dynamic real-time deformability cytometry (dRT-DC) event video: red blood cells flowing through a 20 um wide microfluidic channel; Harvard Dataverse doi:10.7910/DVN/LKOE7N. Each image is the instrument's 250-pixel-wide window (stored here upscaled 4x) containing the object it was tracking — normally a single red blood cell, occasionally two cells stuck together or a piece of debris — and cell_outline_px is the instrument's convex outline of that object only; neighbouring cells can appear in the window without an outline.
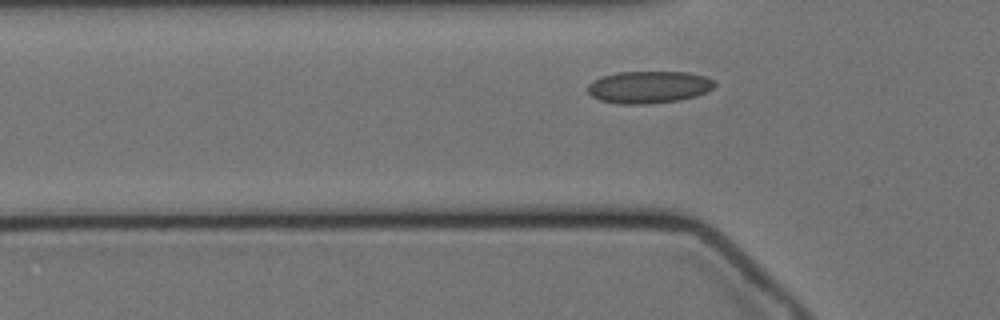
{"species": "Egyptian fruit bat (a non-hibernating species)", "species_latin": "Rousettus aegyptiacus", "temperature_condition": "cold", "stored_images_in_passage": 38, "camera_frame_rate_fps": 3000, "um_per_image_px": 0.085, "animal": {"sex": "female"}, "frame": {"image": 1, "passage_image": 8, "time_ms": 2.333, "image_size_px": [1000, 320], "cell_outline_px": [[716, 84], [712, 88], [696, 96], [680, 100], [648, 104], [620, 104], [600, 100], [592, 96], [588, 92], [588, 84], [592, 80], [616, 72], [688, 72], [704, 76], [716, 80]], "centroid_in_image_um": [55.15, 7.4], "position_along_channel_um": 70.7, "area_um2": 23.87}}
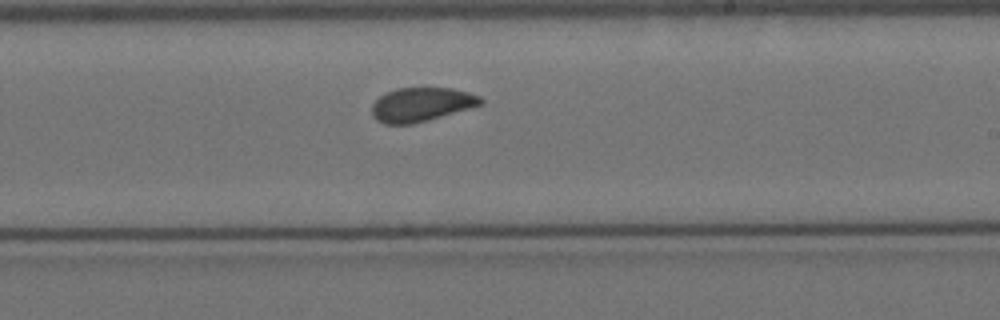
{"frame": {"image": 2, "passage_image": 24, "time_ms": 7.667, "image_size_px": [1000, 320], "cell_outline_px": [[484, 104], [428, 120], [412, 124], [384, 124], [376, 120], [372, 116], [372, 104], [384, 92], [396, 88], [452, 88], [468, 92], [480, 96], [484, 100]], "centroid_in_image_um": [35.81, 8.88], "position_along_channel_um": 253.2, "area_um2": 21.68}}
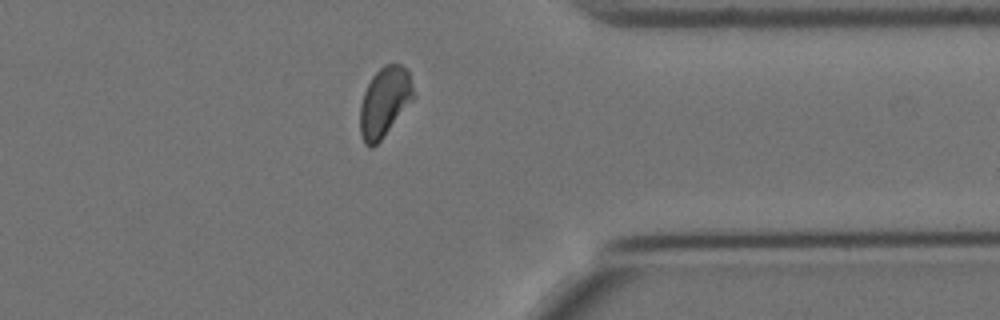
{"frame": {"image": 3, "passage_image": 36, "time_ms": 11.667, "image_size_px": [1000, 320], "cell_outline_px": [[416, 96], [384, 136], [372, 148], [368, 148], [364, 144], [360, 132], [360, 104], [364, 92], [372, 76], [384, 64], [400, 64], [408, 72]], "centroid_in_image_um": [32.68, 8.68], "position_along_channel_um": 378.7, "area_um2": 21.68}}